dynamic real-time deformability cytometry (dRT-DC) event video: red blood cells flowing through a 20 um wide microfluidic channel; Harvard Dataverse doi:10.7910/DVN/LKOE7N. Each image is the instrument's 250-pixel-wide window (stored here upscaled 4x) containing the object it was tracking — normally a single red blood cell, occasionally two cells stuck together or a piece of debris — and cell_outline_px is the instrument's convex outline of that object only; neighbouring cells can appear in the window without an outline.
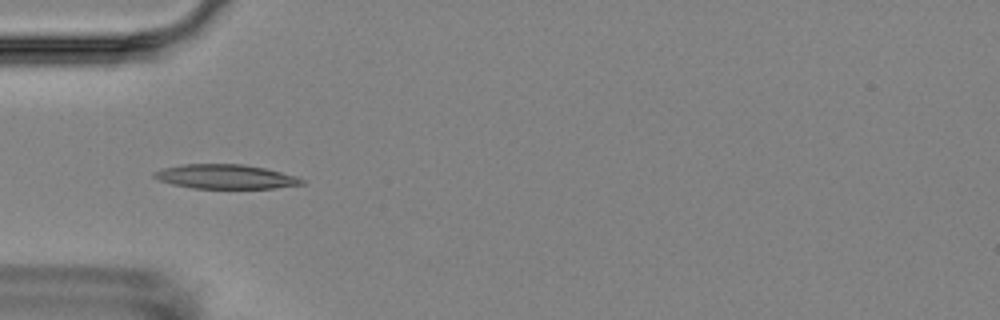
{"species": "Egyptian fruit bat (a non-hibernating species)", "species_latin": "Rousettus aegyptiacus", "temperature_condition": "room temperature", "stored_images_in_passage": 6, "camera_frame_rate_fps": 3000, "um_per_image_px": 0.085, "animal": {"sex": "female"}, "frame": {"image": 1, "passage_image": 6, "time_ms": 5.667, "image_size_px": [1000, 320], "cell_outline_px": [[304, 184], [276, 188], [192, 188], [172, 184], [160, 180], [152, 176], [152, 172], [160, 168], [184, 164], [240, 164], [264, 168], [296, 176], [304, 180]], "centroid_in_image_um": [19.13, 15.01], "position_along_channel_um": 65.9, "area_um2": 20.87}}